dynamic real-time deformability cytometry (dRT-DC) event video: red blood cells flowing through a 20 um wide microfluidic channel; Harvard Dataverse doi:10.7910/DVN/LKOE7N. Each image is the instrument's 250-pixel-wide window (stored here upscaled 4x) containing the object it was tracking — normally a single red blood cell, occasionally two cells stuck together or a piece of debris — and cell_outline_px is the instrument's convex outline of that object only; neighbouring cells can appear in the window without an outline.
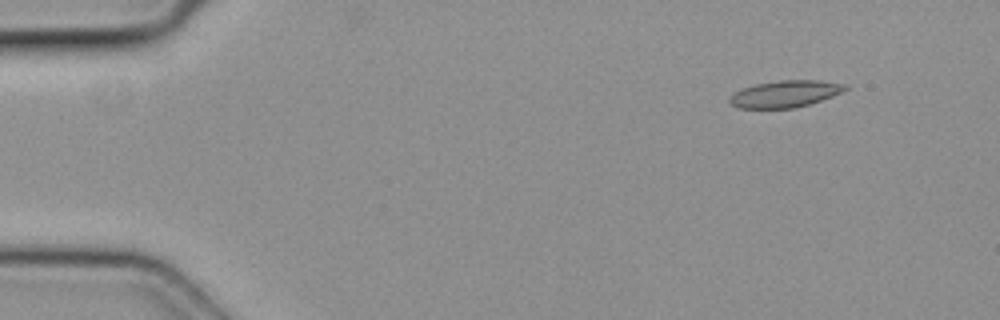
{"species": "common noctule bat (a hibernating species)", "species_latin": "Nyctalus noctula", "temperature_condition": "cold", "stored_images_in_passage": 4, "camera_frame_rate_fps": 3000, "um_per_image_px": 0.085, "animal": {"sex": "female", "body_mass_g": 19.3, "forearm_length_mm": 54.1}, "frame": {"image": 1, "passage_image": 1, "time_ms": 0.0, "image_size_px": [1000, 320], "cell_outline_px": [[848, 88], [832, 96], [808, 104], [792, 108], [740, 108], [732, 104], [728, 100], [740, 88], [756, 84], [780, 80], [820, 80], [844, 84]], "centroid_in_image_um": [66.72, 7.97], "position_along_channel_um": 18.3, "area_um2": 17.74}}